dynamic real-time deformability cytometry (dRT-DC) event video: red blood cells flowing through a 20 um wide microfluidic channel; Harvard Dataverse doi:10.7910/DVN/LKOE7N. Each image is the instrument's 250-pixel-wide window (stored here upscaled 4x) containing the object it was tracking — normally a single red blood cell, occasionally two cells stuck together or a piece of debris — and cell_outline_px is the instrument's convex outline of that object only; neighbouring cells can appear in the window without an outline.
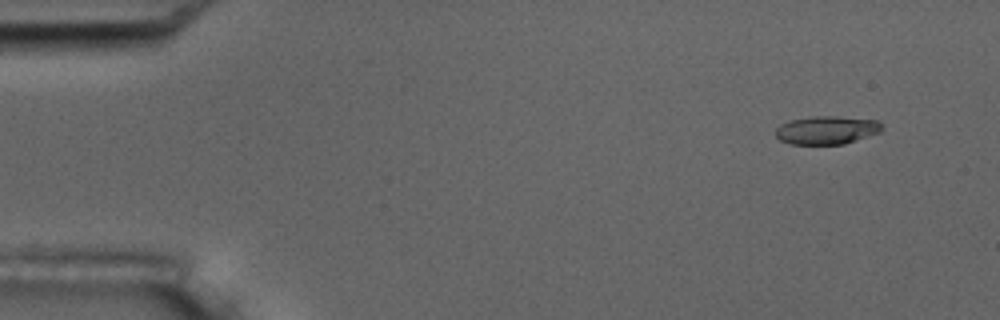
{"species": "common noctule bat (a hibernating species)", "species_latin": "Nyctalus noctula", "temperature_condition": "room temperature", "stored_images_in_passage": 5, "camera_frame_rate_fps": 3000, "um_per_image_px": 0.085, "animal": {"sex": "male", "body_mass_g": 17.5, "forearm_length_mm": 52.3}, "frame": {"image": 1, "passage_image": 2, "time_ms": 1.0, "image_size_px": [1000, 320], "cell_outline_px": [[880, 132], [844, 144], [792, 144], [780, 140], [776, 136], [776, 128], [780, 124], [792, 120], [812, 116], [836, 116], [880, 120]], "centroid_in_image_um": [70.26, 11.05], "position_along_channel_um": 14.7, "area_um2": 17.4}}
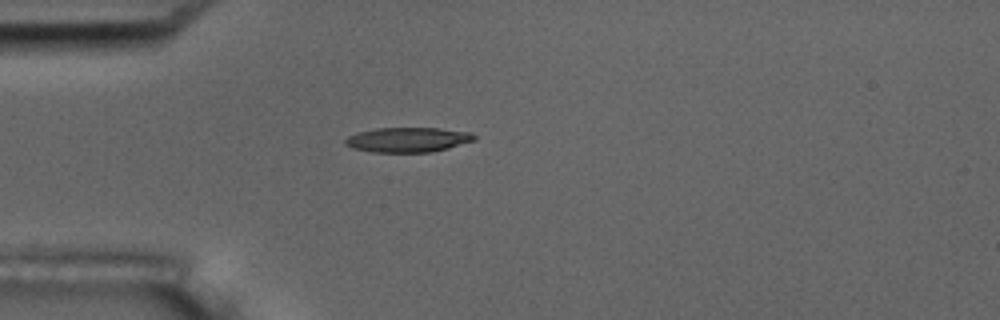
{"frame": {"image": 2, "passage_image": 5, "time_ms": 4.667, "image_size_px": [1000, 320], "cell_outline_px": [[476, 140], [448, 148], [432, 152], [372, 152], [352, 148], [344, 144], [344, 140], [348, 136], [356, 132], [376, 128], [440, 128], [472, 132], [476, 136]], "centroid_in_image_um": [34.66, 11.87], "position_along_channel_um": 50.3, "area_um2": 18.84}}